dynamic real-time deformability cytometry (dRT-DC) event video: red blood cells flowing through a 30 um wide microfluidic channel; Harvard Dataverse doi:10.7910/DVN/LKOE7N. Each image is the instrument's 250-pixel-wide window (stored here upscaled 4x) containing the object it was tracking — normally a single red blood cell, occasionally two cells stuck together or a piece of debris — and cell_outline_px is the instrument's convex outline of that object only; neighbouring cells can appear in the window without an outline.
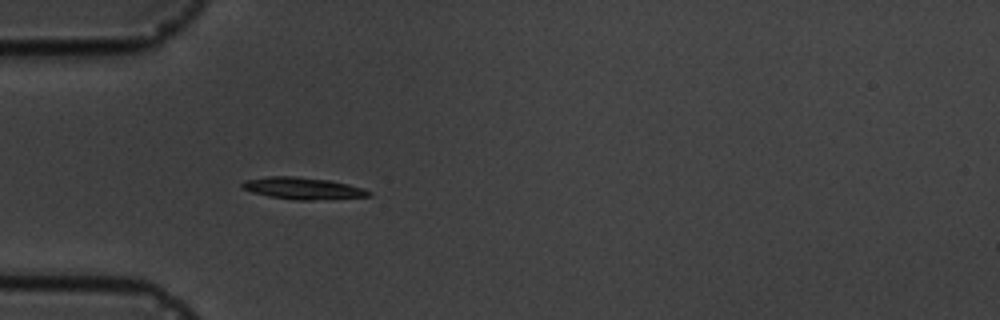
{"species": "common noctule bat (a hibernating species)", "species_latin": "Nyctalus noctula", "temperature_condition": "cold", "stored_images_in_passage": 4, "camera_frame_rate_fps": 3000, "um_per_image_px": 0.085, "animal": {"sex": "male", "body_mass_g": 19.5, "forearm_length_mm": 54.6}, "frame": {"image": 1, "passage_image": 4, "time_ms": 3.333, "image_size_px": [1000, 320], "cell_outline_px": [[372, 196], [312, 200], [296, 200], [268, 196], [252, 192], [240, 188], [240, 184], [244, 180], [268, 176], [296, 176], [328, 180], [348, 184], [372, 192]], "centroid_in_image_um": [25.68, 16.0], "position_along_channel_um": 59.3, "area_um2": 16.13}}